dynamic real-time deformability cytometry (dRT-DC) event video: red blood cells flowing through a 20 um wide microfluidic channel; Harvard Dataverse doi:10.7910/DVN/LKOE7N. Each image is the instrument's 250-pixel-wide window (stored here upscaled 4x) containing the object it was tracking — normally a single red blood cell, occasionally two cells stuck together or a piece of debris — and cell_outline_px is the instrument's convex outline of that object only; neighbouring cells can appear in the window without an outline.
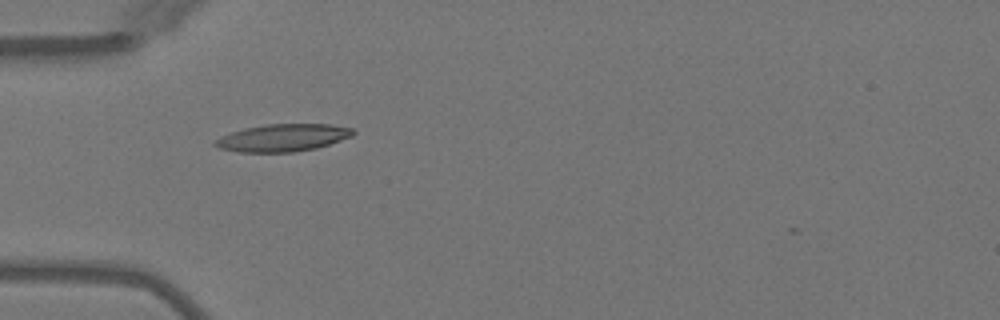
{"species": "Egyptian fruit bat (a non-hibernating species)", "species_latin": "Rousettus aegyptiacus", "temperature_condition": "warm", "stored_images_in_passage": 5, "camera_frame_rate_fps": 3000, "um_per_image_px": 0.085, "animal": {"sex": "female"}, "frame": {"image": 1, "passage_image": 4, "time_ms": 4.667, "image_size_px": [1000, 320], "cell_outline_px": [[356, 132], [352, 136], [316, 148], [292, 152], [240, 152], [220, 148], [212, 144], [220, 136], [244, 128], [268, 124], [332, 124], [352, 128]], "centroid_in_image_um": [24.04, 11.7], "position_along_channel_um": 61.0, "area_um2": 21.91}}
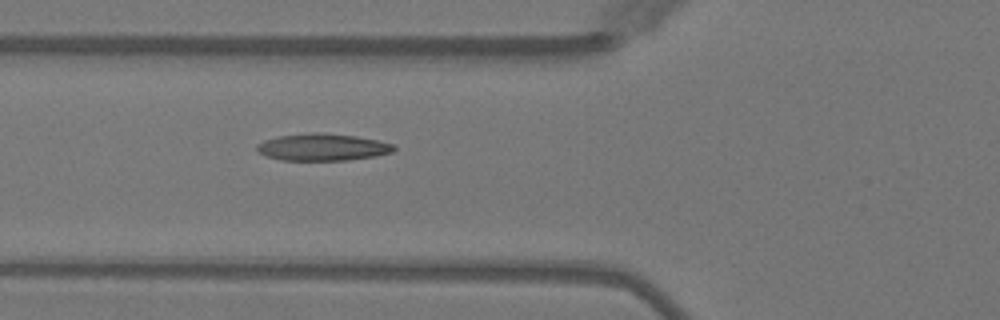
{"frame": {"image": 2, "passage_image": 5, "time_ms": 5.667, "image_size_px": [1000, 320], "cell_outline_px": [[396, 148], [392, 152], [376, 156], [348, 160], [280, 160], [268, 156], [260, 152], [256, 148], [256, 144], [264, 140], [280, 136], [308, 132], [324, 132], [356, 136], [376, 140], [392, 144]], "centroid_in_image_um": [27.41, 12.5], "position_along_channel_um": 98.4, "area_um2": 21.56}}